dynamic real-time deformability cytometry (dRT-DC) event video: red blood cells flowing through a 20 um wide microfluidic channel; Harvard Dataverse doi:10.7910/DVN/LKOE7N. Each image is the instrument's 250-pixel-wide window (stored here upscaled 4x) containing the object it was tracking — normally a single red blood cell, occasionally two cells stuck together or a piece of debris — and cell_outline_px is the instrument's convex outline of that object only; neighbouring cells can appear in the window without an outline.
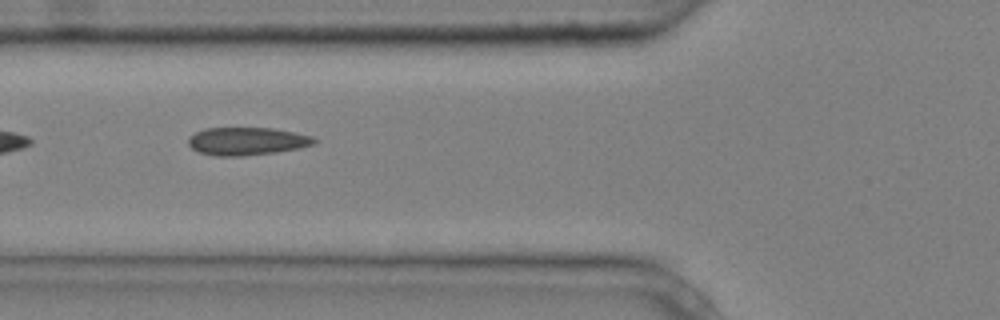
{"species": "common noctule bat (a hibernating species)", "species_latin": "Nyctalus noctula", "temperature_condition": "cold", "stored_images_in_passage": 6, "camera_frame_rate_fps": 3000, "um_per_image_px": 0.085, "animal": {"sex": "male", "body_mass_g": 20.4}, "frame": {"image": 1, "passage_image": 2, "time_ms": 0.333, "image_size_px": [1000, 320], "cell_outline_px": [[316, 140], [312, 144], [300, 148], [276, 152], [244, 156], [216, 156], [200, 152], [192, 148], [188, 144], [188, 136], [204, 128], [272, 128], [312, 136]], "centroid_in_image_um": [20.94, 12.0], "position_along_channel_um": 104.9, "area_um2": 20.35}}
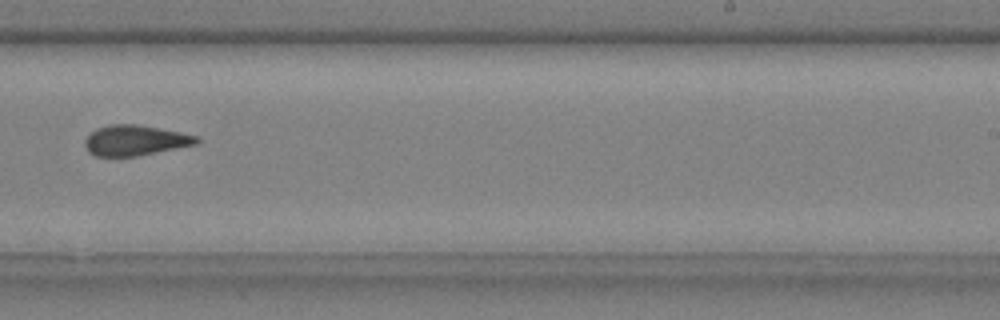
{"frame": {"image": 2, "passage_image": 6, "time_ms": 1.667, "image_size_px": [1000, 320], "cell_outline_px": [[200, 144], [136, 156], [96, 156], [88, 152], [84, 144], [84, 140], [96, 128], [108, 124], [136, 124], [180, 132], [196, 136], [200, 140]], "centroid_in_image_um": [11.49, 11.93], "position_along_channel_um": 277.5, "area_um2": 19.83}}